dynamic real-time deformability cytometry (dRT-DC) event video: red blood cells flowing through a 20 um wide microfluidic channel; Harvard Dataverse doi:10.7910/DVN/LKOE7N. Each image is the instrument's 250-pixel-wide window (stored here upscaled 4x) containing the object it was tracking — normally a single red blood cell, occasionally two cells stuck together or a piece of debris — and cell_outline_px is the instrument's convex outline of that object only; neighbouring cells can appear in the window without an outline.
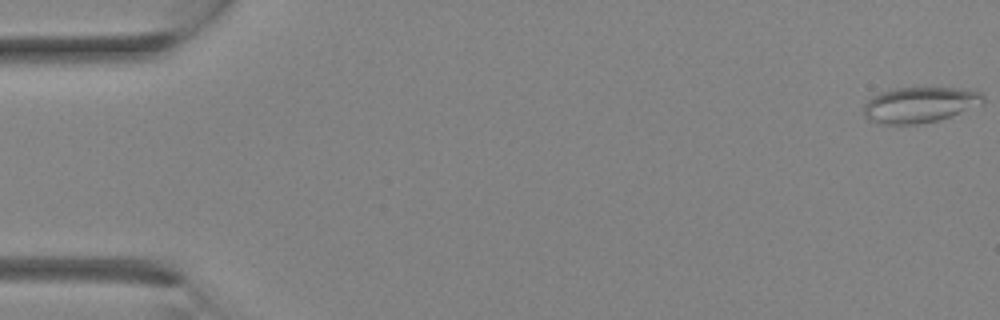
{"species": "Egyptian fruit bat (a non-hibernating species)", "species_latin": "Rousettus aegyptiacus", "temperature_condition": "room temperature", "stored_images_in_passage": 3, "camera_frame_rate_fps": 3000, "um_per_image_px": 0.085, "animal": {"sex": "female"}, "frame": {"image": 1, "passage_image": 1, "time_ms": 0.0, "image_size_px": [1000, 320], "cell_outline_px": [[984, 104], [936, 120], [916, 124], [884, 124], [868, 120], [864, 116], [864, 104], [872, 96], [880, 92], [896, 88], [960, 88], [980, 92], [984, 96]], "centroid_in_image_um": [78.16, 8.9], "position_along_channel_um": 6.8, "area_um2": 24.62}}